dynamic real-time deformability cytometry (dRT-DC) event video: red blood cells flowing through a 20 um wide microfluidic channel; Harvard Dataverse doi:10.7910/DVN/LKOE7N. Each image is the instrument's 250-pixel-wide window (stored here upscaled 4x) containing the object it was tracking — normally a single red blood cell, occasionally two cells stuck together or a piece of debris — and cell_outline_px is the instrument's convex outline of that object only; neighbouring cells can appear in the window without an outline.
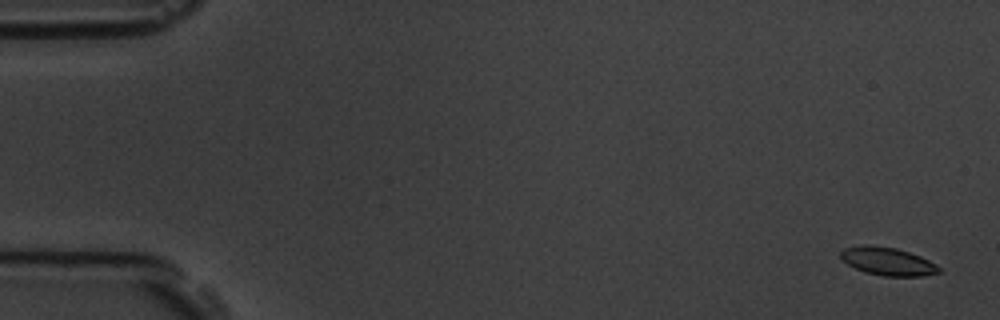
{"species": "common noctule bat (a hibernating species)", "species_latin": "Nyctalus noctula", "temperature_condition": "room temperature", "stored_images_in_passage": 4, "camera_frame_rate_fps": 3000, "um_per_image_px": 0.085, "animal": {"sex": "male", "body_mass_g": 19.5, "forearm_length_mm": 54.6}, "frame": {"image": 1, "passage_image": 1, "time_ms": 0.0, "image_size_px": [1000, 320], "cell_outline_px": [[940, 272], [924, 276], [884, 276], [864, 272], [848, 264], [840, 256], [840, 252], [844, 248], [860, 244], [868, 244], [896, 248], [920, 256], [936, 264], [940, 268]], "centroid_in_image_um": [75.44, 22.2], "position_along_channel_um": 9.6, "area_um2": 16.07}}
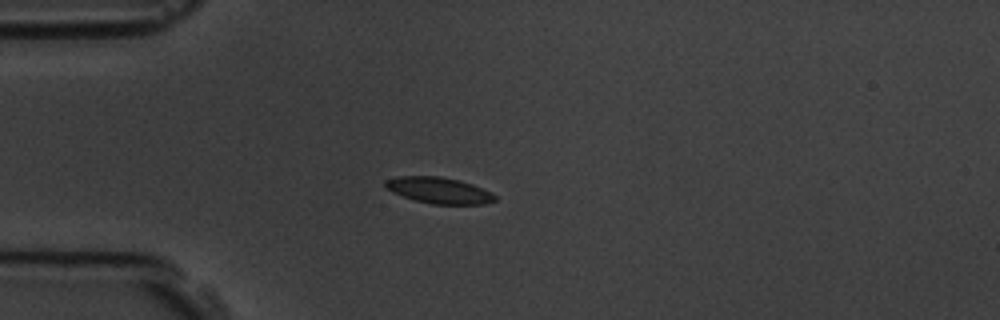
{"frame": {"image": 2, "passage_image": 4, "time_ms": 4.333, "image_size_px": [1000, 320], "cell_outline_px": [[496, 200], [484, 204], [432, 204], [416, 200], [392, 192], [384, 188], [384, 180], [396, 176], [440, 176], [460, 180], [472, 184], [492, 192], [496, 196]], "centroid_in_image_um": [37.29, 16.17], "position_along_channel_um": 47.7, "area_um2": 16.82}}